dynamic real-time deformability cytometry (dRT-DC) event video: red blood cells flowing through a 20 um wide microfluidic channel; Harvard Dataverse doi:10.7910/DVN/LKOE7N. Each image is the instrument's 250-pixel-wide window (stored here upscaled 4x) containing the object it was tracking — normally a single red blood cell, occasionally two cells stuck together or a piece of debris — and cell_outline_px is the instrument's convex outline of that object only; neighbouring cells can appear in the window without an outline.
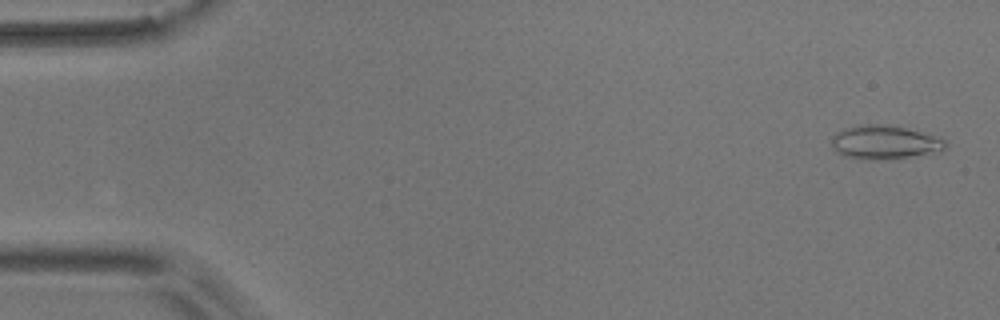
{"species": "common noctule bat (a hibernating species)", "species_latin": "Nyctalus noctula", "temperature_condition": "room temperature", "stored_images_in_passage": 8, "camera_frame_rate_fps": 3000, "um_per_image_px": 0.085, "animal": {"sex": "male", "body_mass_g": 17.9}, "frame": {"image": 1, "passage_image": 2, "time_ms": 0.333, "image_size_px": [1000, 320], "cell_outline_px": [[948, 144], [944, 148], [908, 156], [872, 160], [856, 160], [844, 156], [832, 148], [832, 136], [836, 132], [844, 128], [860, 124], [880, 124], [908, 128], [936, 136], [948, 140]], "centroid_in_image_um": [75.1, 12.07], "position_along_channel_um": 9.9, "area_um2": 22.2}}